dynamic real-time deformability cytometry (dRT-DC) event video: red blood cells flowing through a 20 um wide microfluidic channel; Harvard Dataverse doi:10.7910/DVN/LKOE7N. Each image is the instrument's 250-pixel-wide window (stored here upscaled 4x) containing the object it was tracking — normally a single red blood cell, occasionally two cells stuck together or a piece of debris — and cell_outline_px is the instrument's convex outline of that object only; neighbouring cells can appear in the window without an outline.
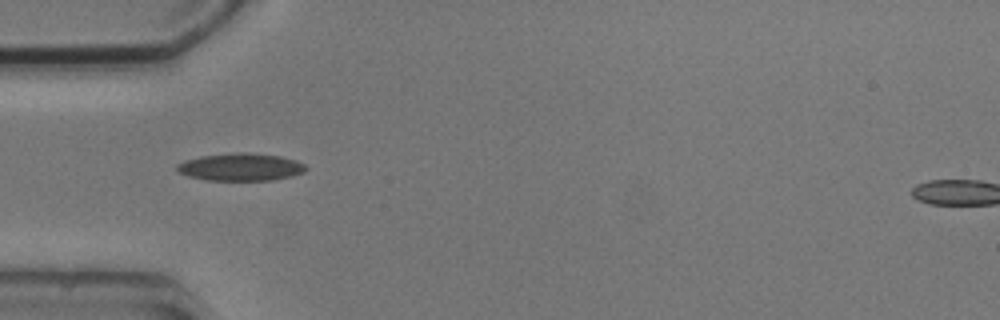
{"species": "common noctule bat (a hibernating species)", "species_latin": "Nyctalus noctula", "temperature_condition": "cold", "stored_images_in_passage": 6, "camera_frame_rate_fps": 3000, "um_per_image_px": 0.085, "animal": {"sex": "male", "body_mass_g": 20.5, "forearm_length_mm": 52.5}, "frame": {"image": 1, "passage_image": 4, "time_ms": 3.333, "image_size_px": [1000, 320], "cell_outline_px": [[308, 168], [304, 172], [292, 176], [272, 180], [208, 180], [188, 176], [180, 172], [176, 168], [176, 164], [184, 160], [200, 156], [240, 152], [248, 152], [280, 156], [296, 160], [304, 164]], "centroid_in_image_um": [20.47, 14.19], "position_along_channel_um": 64.5, "area_um2": 20.69}}